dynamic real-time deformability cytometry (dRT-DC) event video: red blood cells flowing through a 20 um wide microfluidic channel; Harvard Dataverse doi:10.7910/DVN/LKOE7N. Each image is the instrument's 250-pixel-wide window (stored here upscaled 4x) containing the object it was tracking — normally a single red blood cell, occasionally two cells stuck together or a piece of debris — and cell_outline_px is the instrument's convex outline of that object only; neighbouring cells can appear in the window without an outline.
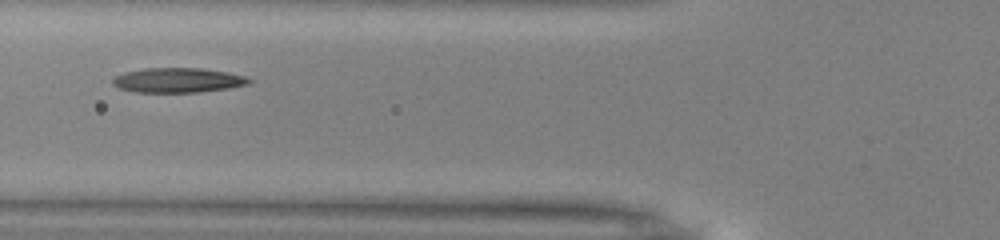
{"species": "common noctule bat (a hibernating species)", "species_latin": "Nyctalus noctula", "temperature_condition": "warm", "stored_images_in_passage": 24, "camera_frame_rate_fps": 3000, "um_per_image_px": 0.085, "animal": {"sex": "male", "body_mass_g": 13.0, "forearm_length_mm": 53.1}, "frame": {"image": 1, "passage_image": 4, "time_ms": 1.0, "image_size_px": [1000, 240], "cell_outline_px": [[252, 80], [248, 84], [228, 88], [196, 92], [136, 92], [120, 88], [112, 84], [112, 76], [124, 72], [144, 68], [200, 68], [228, 72], [244, 76]], "centroid_in_image_um": [15.07, 6.81], "position_along_channel_um": 110.7, "area_um2": 19.59}}
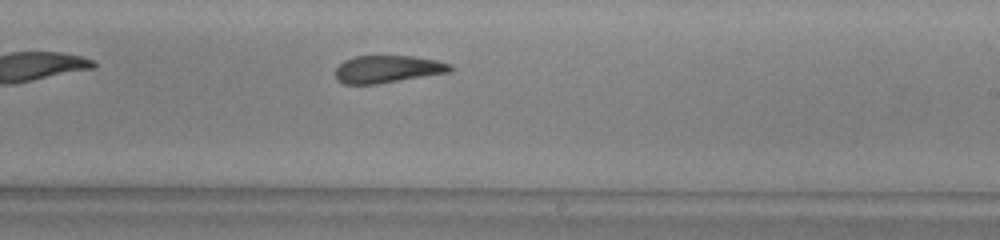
{"frame": {"image": 2, "passage_image": 15, "time_ms": 4.667, "image_size_px": [1000, 240], "cell_outline_px": [[452, 72], [376, 84], [344, 84], [336, 80], [336, 68], [344, 60], [352, 56], [412, 56], [436, 60], [452, 64]], "centroid_in_image_um": [32.95, 5.87], "position_along_channel_um": 256.1, "area_um2": 18.44}}
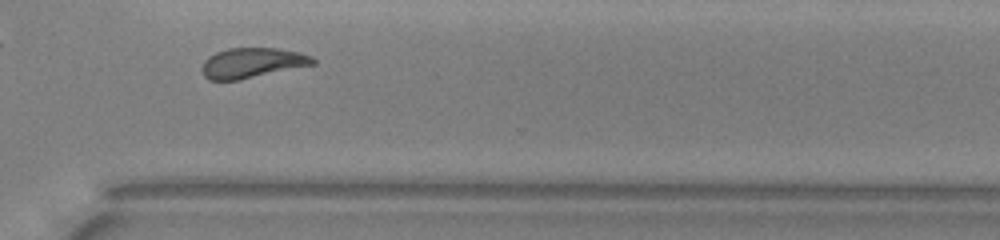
{"frame": {"image": 3, "passage_image": 22, "time_ms": 7.0, "image_size_px": [1000, 240], "cell_outline_px": [[316, 64], [236, 80], [208, 80], [204, 76], [200, 68], [204, 60], [208, 56], [216, 52], [228, 48], [276, 48], [300, 52], [312, 56], [316, 60]], "centroid_in_image_um": [21.41, 5.33], "position_along_channel_um": 349.2, "area_um2": 19.48}}